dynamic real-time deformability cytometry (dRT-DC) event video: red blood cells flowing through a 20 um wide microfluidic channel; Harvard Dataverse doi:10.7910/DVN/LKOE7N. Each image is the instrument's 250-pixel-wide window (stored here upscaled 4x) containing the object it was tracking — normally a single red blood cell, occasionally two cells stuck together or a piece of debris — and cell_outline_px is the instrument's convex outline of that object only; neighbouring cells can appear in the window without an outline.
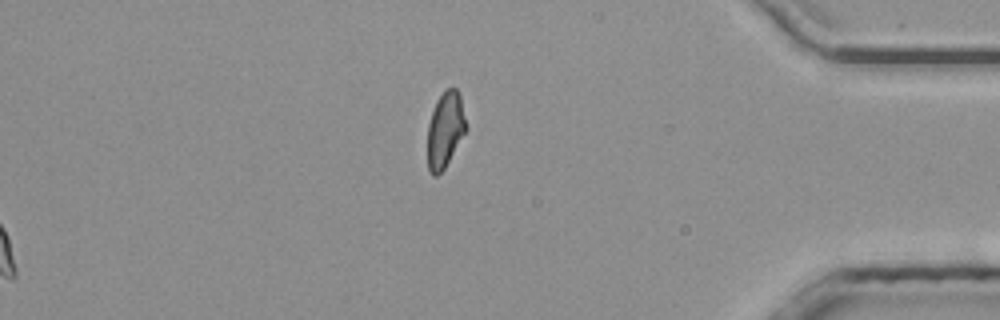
{"species": "common noctule bat (a hibernating species)", "species_latin": "Nyctalus noctula", "temperature_condition": "room temperature", "stored_images_in_passage": 51, "segment_of_instrument_passage": [2, 2], "camera_frame_rate_fps": 3000, "um_per_image_px": 0.085, "animal": {"sex": "male", "body_mass_g": 20.4}, "frame": {"image": 1, "passage_image": 51, "time_ms": 16.667, "image_size_px": [1000, 320], "cell_outline_px": [[468, 128], [444, 168], [436, 176], [432, 176], [428, 172], [428, 124], [436, 100], [444, 88], [456, 88], [460, 96]], "centroid_in_image_um": [37.84, 11.01], "position_along_channel_um": 397.4, "area_um2": 17.05}}